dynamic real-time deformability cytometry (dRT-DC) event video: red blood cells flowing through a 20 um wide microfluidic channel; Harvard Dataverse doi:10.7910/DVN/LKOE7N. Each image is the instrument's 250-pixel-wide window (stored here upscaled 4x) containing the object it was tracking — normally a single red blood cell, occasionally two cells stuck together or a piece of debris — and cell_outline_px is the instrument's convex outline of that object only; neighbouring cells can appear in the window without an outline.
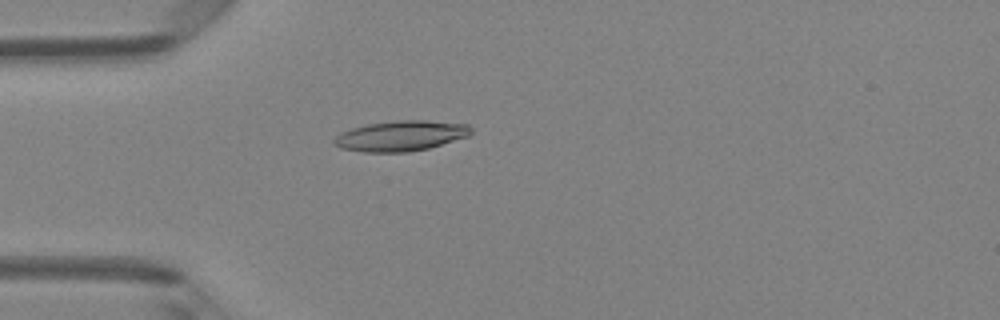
{"species": "Egyptian fruit bat (a non-hibernating species)", "species_latin": "Rousettus aegyptiacus", "temperature_condition": "room temperature", "stored_images_in_passage": 4, "camera_frame_rate_fps": 3000, "um_per_image_px": 0.085, "animal": {"sex": "female"}, "frame": {"image": 1, "passage_image": 4, "time_ms": 1.0, "image_size_px": [1000, 320], "cell_outline_px": [[472, 132], [468, 136], [428, 148], [408, 152], [364, 152], [340, 148], [332, 144], [332, 140], [340, 132], [352, 128], [368, 124], [396, 120], [424, 120], [468, 124], [472, 128]], "centroid_in_image_um": [34.04, 11.54], "position_along_channel_um": 51.0, "area_um2": 24.28}}